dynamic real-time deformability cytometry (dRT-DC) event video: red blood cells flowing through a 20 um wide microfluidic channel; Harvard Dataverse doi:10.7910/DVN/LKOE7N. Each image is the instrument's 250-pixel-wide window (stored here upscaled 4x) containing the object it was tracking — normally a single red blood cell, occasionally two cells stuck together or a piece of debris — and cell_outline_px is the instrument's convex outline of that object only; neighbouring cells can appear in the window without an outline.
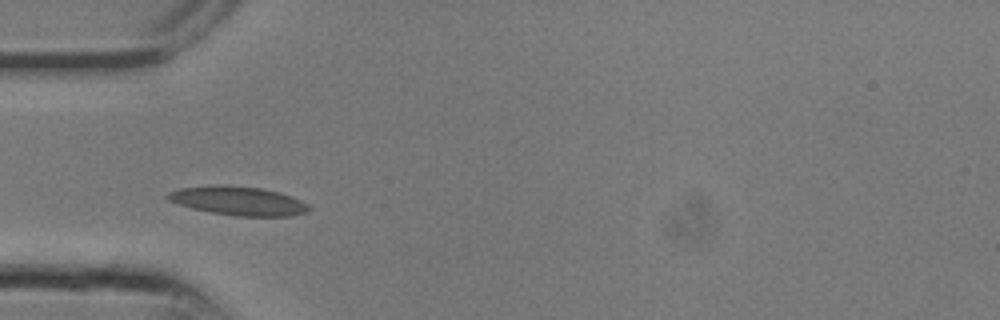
{"species": "common noctule bat (a hibernating species)", "species_latin": "Nyctalus noctula", "temperature_condition": "room temperature", "stored_images_in_passage": 10, "camera_frame_rate_fps": 3000, "um_per_image_px": 0.085, "animal": {"sex": "male", "body_mass_g": 13.3}, "frame": {"image": 1, "passage_image": 4, "time_ms": 1.0, "image_size_px": [1000, 320], "cell_outline_px": [[312, 208], [308, 212], [292, 216], [236, 216], [212, 212], [192, 208], [168, 200], [164, 196], [168, 192], [180, 188], [216, 184], [260, 188], [292, 196], [308, 204]], "centroid_in_image_um": [20.26, 17.07], "position_along_channel_um": 64.7, "area_um2": 23.7}}
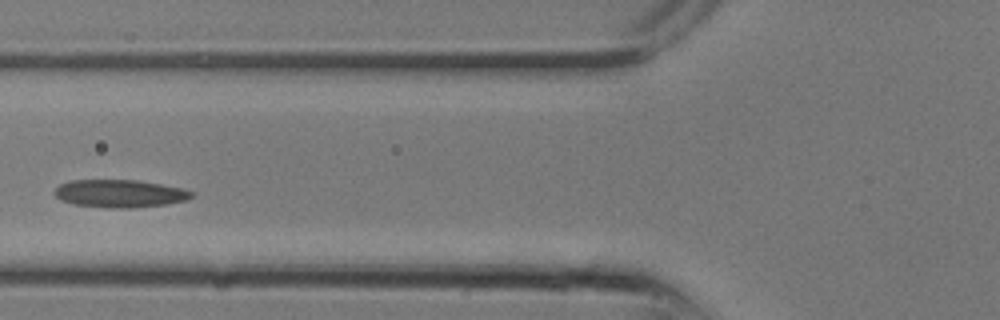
{"frame": {"image": 2, "passage_image": 6, "time_ms": 1.667, "image_size_px": [1000, 320], "cell_outline_px": [[192, 196], [188, 200], [164, 204], [132, 208], [108, 208], [76, 204], [60, 200], [52, 192], [60, 184], [68, 180], [136, 180], [160, 184], [180, 188], [192, 192]], "centroid_in_image_um": [10.13, 16.45], "position_along_channel_um": 115.7, "area_um2": 22.02}}
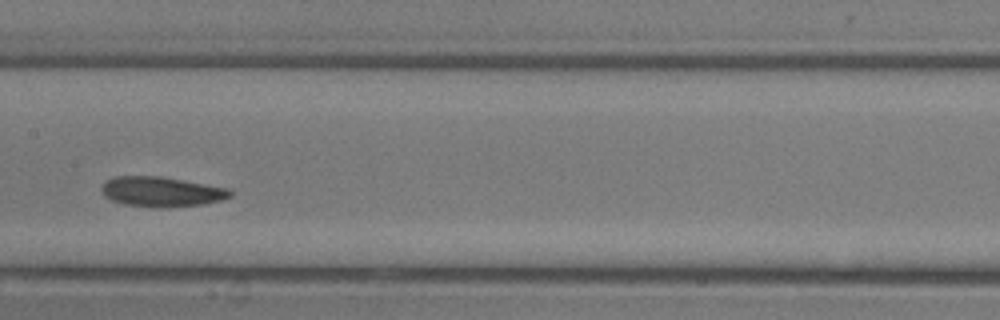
{"frame": {"image": 3, "passage_image": 9, "time_ms": 2.667, "image_size_px": [1000, 320], "cell_outline_px": [[232, 196], [224, 200], [204, 204], [160, 208], [156, 208], [124, 204], [112, 200], [104, 196], [100, 188], [104, 180], [116, 176], [160, 176], [228, 188], [232, 192]], "centroid_in_image_um": [13.71, 16.3], "position_along_channel_um": 193.7, "area_um2": 22.66}}